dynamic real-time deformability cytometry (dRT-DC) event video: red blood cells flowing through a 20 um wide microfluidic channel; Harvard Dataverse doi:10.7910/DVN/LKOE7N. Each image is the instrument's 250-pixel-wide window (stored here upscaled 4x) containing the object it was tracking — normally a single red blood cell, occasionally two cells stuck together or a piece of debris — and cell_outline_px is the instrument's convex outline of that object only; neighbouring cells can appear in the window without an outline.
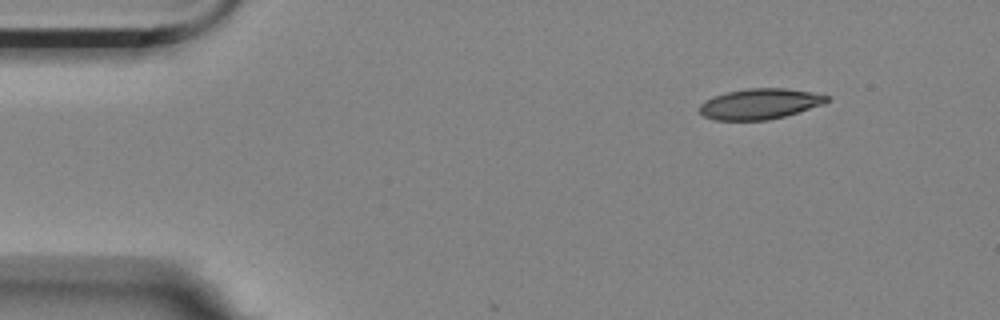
{"species": "Egyptian fruit bat (a non-hibernating species)", "species_latin": "Rousettus aegyptiacus", "temperature_condition": "room temperature", "stored_images_in_passage": 9, "camera_frame_rate_fps": 3000, "um_per_image_px": 0.085, "animal": {"sex": "female"}, "frame": {"image": 1, "passage_image": 1, "time_ms": 0.0, "image_size_px": [1000, 320], "cell_outline_px": [[828, 100], [824, 104], [784, 116], [768, 120], [716, 120], [704, 116], [700, 112], [700, 104], [716, 96], [728, 92], [748, 88], [788, 88], [812, 92], [828, 96]], "centroid_in_image_um": [64.61, 8.83], "position_along_channel_um": 20.4, "area_um2": 22.37}}
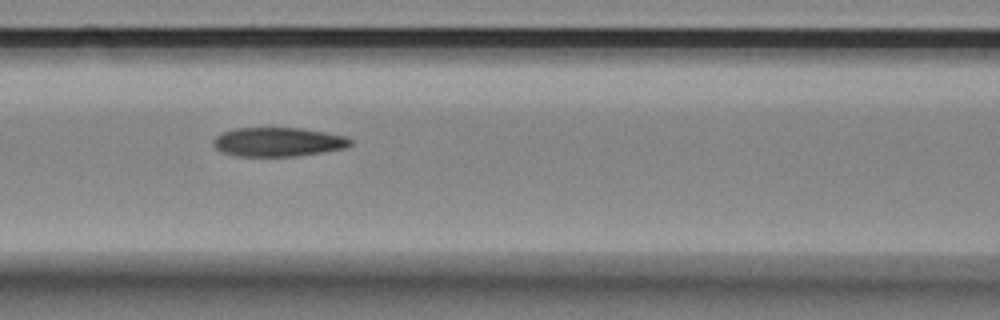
{"frame": {"image": 2, "passage_image": 6, "time_ms": 1.667, "image_size_px": [1000, 320], "cell_outline_px": [[352, 144], [348, 148], [300, 156], [236, 156], [220, 152], [212, 144], [212, 140], [220, 132], [236, 128], [300, 128], [324, 132], [344, 136], [352, 140]], "centroid_in_image_um": [23.62, 12.07], "position_along_channel_um": 143.0, "area_um2": 23.47}}
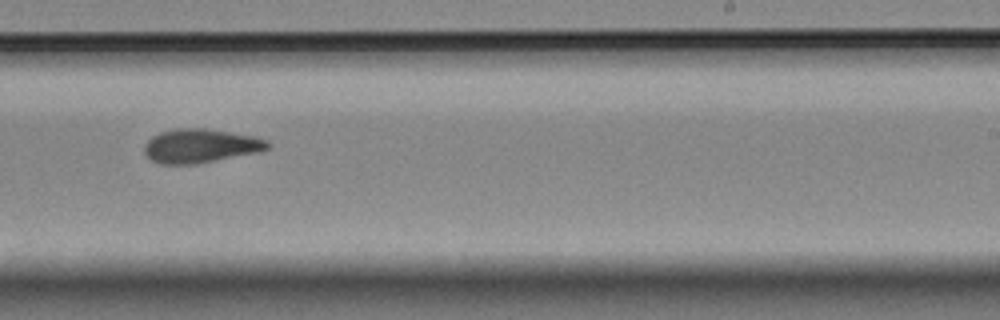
{"frame": {"image": 3, "passage_image": 9, "time_ms": 2.667, "image_size_px": [1000, 320], "cell_outline_px": [[272, 144], [268, 148], [260, 152], [196, 164], [160, 164], [152, 160], [144, 152], [144, 144], [152, 136], [160, 132], [176, 128], [204, 128], [252, 136], [268, 140]], "centroid_in_image_um": [17.04, 12.4], "position_along_channel_um": 272.0, "area_um2": 24.39}}